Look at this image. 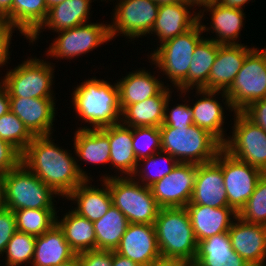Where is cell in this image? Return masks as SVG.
<instances>
[{"label": "cell", "mask_w": 266, "mask_h": 266, "mask_svg": "<svg viewBox=\"0 0 266 266\" xmlns=\"http://www.w3.org/2000/svg\"><path fill=\"white\" fill-rule=\"evenodd\" d=\"M51 139V135L34 136L22 153L21 163L59 196L66 198L90 177L77 163V158L58 147Z\"/></svg>", "instance_id": "6da1fadb"}, {"label": "cell", "mask_w": 266, "mask_h": 266, "mask_svg": "<svg viewBox=\"0 0 266 266\" xmlns=\"http://www.w3.org/2000/svg\"><path fill=\"white\" fill-rule=\"evenodd\" d=\"M154 227L162 260L192 266L198 254V242L186 208H160Z\"/></svg>", "instance_id": "7a4b0ae2"}, {"label": "cell", "mask_w": 266, "mask_h": 266, "mask_svg": "<svg viewBox=\"0 0 266 266\" xmlns=\"http://www.w3.org/2000/svg\"><path fill=\"white\" fill-rule=\"evenodd\" d=\"M74 88L72 104L75 112L78 118L91 124L90 129H102L121 123L122 110L117 83L111 85L93 77Z\"/></svg>", "instance_id": "3957f363"}, {"label": "cell", "mask_w": 266, "mask_h": 266, "mask_svg": "<svg viewBox=\"0 0 266 266\" xmlns=\"http://www.w3.org/2000/svg\"><path fill=\"white\" fill-rule=\"evenodd\" d=\"M161 150L172 155L179 163L203 164L215 160L223 144L207 130L197 125L172 128L159 127Z\"/></svg>", "instance_id": "277c9868"}, {"label": "cell", "mask_w": 266, "mask_h": 266, "mask_svg": "<svg viewBox=\"0 0 266 266\" xmlns=\"http://www.w3.org/2000/svg\"><path fill=\"white\" fill-rule=\"evenodd\" d=\"M200 22L170 40L157 46L149 56L152 64L157 66L163 75L178 91L188 90V70L197 44L204 38Z\"/></svg>", "instance_id": "5b68a950"}, {"label": "cell", "mask_w": 266, "mask_h": 266, "mask_svg": "<svg viewBox=\"0 0 266 266\" xmlns=\"http://www.w3.org/2000/svg\"><path fill=\"white\" fill-rule=\"evenodd\" d=\"M101 178L109 187L112 204L133 224H154L160 207L150 187L142 185L132 176H107Z\"/></svg>", "instance_id": "8992f818"}, {"label": "cell", "mask_w": 266, "mask_h": 266, "mask_svg": "<svg viewBox=\"0 0 266 266\" xmlns=\"http://www.w3.org/2000/svg\"><path fill=\"white\" fill-rule=\"evenodd\" d=\"M54 195L59 196L23 163L4 175V205L9 210L56 209Z\"/></svg>", "instance_id": "52a82bcc"}, {"label": "cell", "mask_w": 266, "mask_h": 266, "mask_svg": "<svg viewBox=\"0 0 266 266\" xmlns=\"http://www.w3.org/2000/svg\"><path fill=\"white\" fill-rule=\"evenodd\" d=\"M234 112L266 97V48H254L225 92Z\"/></svg>", "instance_id": "ba28073f"}, {"label": "cell", "mask_w": 266, "mask_h": 266, "mask_svg": "<svg viewBox=\"0 0 266 266\" xmlns=\"http://www.w3.org/2000/svg\"><path fill=\"white\" fill-rule=\"evenodd\" d=\"M46 60L29 58L7 71L1 82L8 90L9 97L55 98L52 90L54 69Z\"/></svg>", "instance_id": "9c48e42d"}, {"label": "cell", "mask_w": 266, "mask_h": 266, "mask_svg": "<svg viewBox=\"0 0 266 266\" xmlns=\"http://www.w3.org/2000/svg\"><path fill=\"white\" fill-rule=\"evenodd\" d=\"M232 136L223 149L231 156L266 173V132L242 112H234Z\"/></svg>", "instance_id": "30bf717a"}, {"label": "cell", "mask_w": 266, "mask_h": 266, "mask_svg": "<svg viewBox=\"0 0 266 266\" xmlns=\"http://www.w3.org/2000/svg\"><path fill=\"white\" fill-rule=\"evenodd\" d=\"M159 6L153 0H119L109 24L111 40L117 33L135 40L150 35L158 15Z\"/></svg>", "instance_id": "8fae6325"}, {"label": "cell", "mask_w": 266, "mask_h": 266, "mask_svg": "<svg viewBox=\"0 0 266 266\" xmlns=\"http://www.w3.org/2000/svg\"><path fill=\"white\" fill-rule=\"evenodd\" d=\"M57 33L56 40L54 39L46 52L47 57L72 60L111 40L109 24L104 23L90 22Z\"/></svg>", "instance_id": "7c38bea8"}, {"label": "cell", "mask_w": 266, "mask_h": 266, "mask_svg": "<svg viewBox=\"0 0 266 266\" xmlns=\"http://www.w3.org/2000/svg\"><path fill=\"white\" fill-rule=\"evenodd\" d=\"M221 169L228 207L238 214L253 194L264 172L236 159L224 149L221 150Z\"/></svg>", "instance_id": "4fadbf2b"}, {"label": "cell", "mask_w": 266, "mask_h": 266, "mask_svg": "<svg viewBox=\"0 0 266 266\" xmlns=\"http://www.w3.org/2000/svg\"><path fill=\"white\" fill-rule=\"evenodd\" d=\"M197 164L178 163L165 177L150 186L160 208L185 207L191 199Z\"/></svg>", "instance_id": "5bb4252c"}, {"label": "cell", "mask_w": 266, "mask_h": 266, "mask_svg": "<svg viewBox=\"0 0 266 266\" xmlns=\"http://www.w3.org/2000/svg\"><path fill=\"white\" fill-rule=\"evenodd\" d=\"M115 252L141 266L161 261L154 224L129 223Z\"/></svg>", "instance_id": "9a60e30c"}, {"label": "cell", "mask_w": 266, "mask_h": 266, "mask_svg": "<svg viewBox=\"0 0 266 266\" xmlns=\"http://www.w3.org/2000/svg\"><path fill=\"white\" fill-rule=\"evenodd\" d=\"M221 169V151L215 160L197 165L193 193L188 204H201L213 208L228 207Z\"/></svg>", "instance_id": "2e32d148"}, {"label": "cell", "mask_w": 266, "mask_h": 266, "mask_svg": "<svg viewBox=\"0 0 266 266\" xmlns=\"http://www.w3.org/2000/svg\"><path fill=\"white\" fill-rule=\"evenodd\" d=\"M231 247L250 266H266V226L235 218L228 231Z\"/></svg>", "instance_id": "e0dca14e"}, {"label": "cell", "mask_w": 266, "mask_h": 266, "mask_svg": "<svg viewBox=\"0 0 266 266\" xmlns=\"http://www.w3.org/2000/svg\"><path fill=\"white\" fill-rule=\"evenodd\" d=\"M55 105L53 98L10 97V111L33 136L52 135L57 109Z\"/></svg>", "instance_id": "ac0fdd59"}, {"label": "cell", "mask_w": 266, "mask_h": 266, "mask_svg": "<svg viewBox=\"0 0 266 266\" xmlns=\"http://www.w3.org/2000/svg\"><path fill=\"white\" fill-rule=\"evenodd\" d=\"M255 47L243 44H218V53L211 67L208 83L203 90L226 92L243 65L246 56Z\"/></svg>", "instance_id": "d6986e66"}, {"label": "cell", "mask_w": 266, "mask_h": 266, "mask_svg": "<svg viewBox=\"0 0 266 266\" xmlns=\"http://www.w3.org/2000/svg\"><path fill=\"white\" fill-rule=\"evenodd\" d=\"M198 244L214 235L228 233L238 214L230 207L213 208L201 204L185 206ZM233 219H232V218Z\"/></svg>", "instance_id": "ffe728a7"}, {"label": "cell", "mask_w": 266, "mask_h": 266, "mask_svg": "<svg viewBox=\"0 0 266 266\" xmlns=\"http://www.w3.org/2000/svg\"><path fill=\"white\" fill-rule=\"evenodd\" d=\"M196 91L197 96L202 95V98L196 100L195 103H193L194 106H191L194 125L207 130L222 144H224L227 141V138H225V131L223 129V124L225 123L224 107L220 101L218 102V100L215 99V97L220 93L223 100H225L223 103L226 104L225 107L234 111L230 105L227 95L222 91H210L203 89H196Z\"/></svg>", "instance_id": "44dd1931"}, {"label": "cell", "mask_w": 266, "mask_h": 266, "mask_svg": "<svg viewBox=\"0 0 266 266\" xmlns=\"http://www.w3.org/2000/svg\"><path fill=\"white\" fill-rule=\"evenodd\" d=\"M205 11L207 13L208 11L211 12L210 14L212 15L210 28L201 23ZM243 12V9L226 7L216 2L204 8L203 12L202 9H200L198 12L199 22L204 32L212 29V33H216V38H209L216 43L224 45L239 44L237 39L239 35L241 36L240 31L243 28V21L245 20V13Z\"/></svg>", "instance_id": "7402d4cb"}, {"label": "cell", "mask_w": 266, "mask_h": 266, "mask_svg": "<svg viewBox=\"0 0 266 266\" xmlns=\"http://www.w3.org/2000/svg\"><path fill=\"white\" fill-rule=\"evenodd\" d=\"M190 8L186 3L160 5L151 34H156L162 44L185 33L199 22V14L194 9L192 13Z\"/></svg>", "instance_id": "603a6c76"}, {"label": "cell", "mask_w": 266, "mask_h": 266, "mask_svg": "<svg viewBox=\"0 0 266 266\" xmlns=\"http://www.w3.org/2000/svg\"><path fill=\"white\" fill-rule=\"evenodd\" d=\"M92 0H66L56 4L48 9L46 20L41 26L28 38L33 43L39 37L42 29L59 32L62 30L77 27L86 23L90 19V6Z\"/></svg>", "instance_id": "cb8c5ba5"}, {"label": "cell", "mask_w": 266, "mask_h": 266, "mask_svg": "<svg viewBox=\"0 0 266 266\" xmlns=\"http://www.w3.org/2000/svg\"><path fill=\"white\" fill-rule=\"evenodd\" d=\"M100 181H102V188L99 189V187L92 186L89 180H85L66 197L76 203L77 207L73 210L91 222L102 218L112 205L108 184L104 180Z\"/></svg>", "instance_id": "d4e9b609"}, {"label": "cell", "mask_w": 266, "mask_h": 266, "mask_svg": "<svg viewBox=\"0 0 266 266\" xmlns=\"http://www.w3.org/2000/svg\"><path fill=\"white\" fill-rule=\"evenodd\" d=\"M165 86L156 96L128 105L121 114V123L127 127H160L163 124L165 104L173 91Z\"/></svg>", "instance_id": "484cf974"}, {"label": "cell", "mask_w": 266, "mask_h": 266, "mask_svg": "<svg viewBox=\"0 0 266 266\" xmlns=\"http://www.w3.org/2000/svg\"><path fill=\"white\" fill-rule=\"evenodd\" d=\"M75 255L63 231L55 224L50 230L36 237L31 266H58Z\"/></svg>", "instance_id": "4316f807"}, {"label": "cell", "mask_w": 266, "mask_h": 266, "mask_svg": "<svg viewBox=\"0 0 266 266\" xmlns=\"http://www.w3.org/2000/svg\"><path fill=\"white\" fill-rule=\"evenodd\" d=\"M157 78L142 69L129 72L125 77L119 79L117 85L121 110L123 111L128 105L156 96L165 87L164 82Z\"/></svg>", "instance_id": "83f0119b"}, {"label": "cell", "mask_w": 266, "mask_h": 266, "mask_svg": "<svg viewBox=\"0 0 266 266\" xmlns=\"http://www.w3.org/2000/svg\"><path fill=\"white\" fill-rule=\"evenodd\" d=\"M88 126L79 127L74 133V153L80 161L91 164L110 163V143L108 127L90 129Z\"/></svg>", "instance_id": "f1b7e54d"}, {"label": "cell", "mask_w": 266, "mask_h": 266, "mask_svg": "<svg viewBox=\"0 0 266 266\" xmlns=\"http://www.w3.org/2000/svg\"><path fill=\"white\" fill-rule=\"evenodd\" d=\"M110 143V164L122 175L132 176L137 168L138 161L132 148V127L122 123L108 127Z\"/></svg>", "instance_id": "f546056e"}, {"label": "cell", "mask_w": 266, "mask_h": 266, "mask_svg": "<svg viewBox=\"0 0 266 266\" xmlns=\"http://www.w3.org/2000/svg\"><path fill=\"white\" fill-rule=\"evenodd\" d=\"M46 0H13L11 10L0 20L19 29L28 39L46 20Z\"/></svg>", "instance_id": "4dcf8cb0"}, {"label": "cell", "mask_w": 266, "mask_h": 266, "mask_svg": "<svg viewBox=\"0 0 266 266\" xmlns=\"http://www.w3.org/2000/svg\"><path fill=\"white\" fill-rule=\"evenodd\" d=\"M56 224L63 231L70 248L76 253L96 250V234L93 222L70 209Z\"/></svg>", "instance_id": "1f68e13d"}, {"label": "cell", "mask_w": 266, "mask_h": 266, "mask_svg": "<svg viewBox=\"0 0 266 266\" xmlns=\"http://www.w3.org/2000/svg\"><path fill=\"white\" fill-rule=\"evenodd\" d=\"M218 53V43L203 38L195 47L188 70V90L180 91L184 97L186 92L193 88L203 89L209 78V73Z\"/></svg>", "instance_id": "d6a6232c"}, {"label": "cell", "mask_w": 266, "mask_h": 266, "mask_svg": "<svg viewBox=\"0 0 266 266\" xmlns=\"http://www.w3.org/2000/svg\"><path fill=\"white\" fill-rule=\"evenodd\" d=\"M129 222L113 204L108 212L93 222L96 234V250H113L119 246Z\"/></svg>", "instance_id": "836d02e7"}, {"label": "cell", "mask_w": 266, "mask_h": 266, "mask_svg": "<svg viewBox=\"0 0 266 266\" xmlns=\"http://www.w3.org/2000/svg\"><path fill=\"white\" fill-rule=\"evenodd\" d=\"M233 252L228 233L214 235L198 244V254L192 266H228L226 260Z\"/></svg>", "instance_id": "e575fe53"}, {"label": "cell", "mask_w": 266, "mask_h": 266, "mask_svg": "<svg viewBox=\"0 0 266 266\" xmlns=\"http://www.w3.org/2000/svg\"><path fill=\"white\" fill-rule=\"evenodd\" d=\"M159 161L160 162L162 161L164 165L162 166L163 163L159 164L160 163ZM140 163H142L143 165ZM178 163L179 162L172 155L161 150V151H158L152 154L149 157L139 160L137 164V168L134 174L132 175V177L136 180L139 179L138 182H140V179H141L142 185L144 184V186L150 187L155 182L159 181L160 179L165 177L167 174L172 172V170L178 165ZM139 166L140 167L144 166V168L140 169Z\"/></svg>", "instance_id": "d590c367"}, {"label": "cell", "mask_w": 266, "mask_h": 266, "mask_svg": "<svg viewBox=\"0 0 266 266\" xmlns=\"http://www.w3.org/2000/svg\"><path fill=\"white\" fill-rule=\"evenodd\" d=\"M18 231L38 237L56 224V209H19L13 211Z\"/></svg>", "instance_id": "8d00e7d4"}, {"label": "cell", "mask_w": 266, "mask_h": 266, "mask_svg": "<svg viewBox=\"0 0 266 266\" xmlns=\"http://www.w3.org/2000/svg\"><path fill=\"white\" fill-rule=\"evenodd\" d=\"M0 138L10 143L22 154L34 136L24 123L13 112L9 111L0 117Z\"/></svg>", "instance_id": "74e56055"}, {"label": "cell", "mask_w": 266, "mask_h": 266, "mask_svg": "<svg viewBox=\"0 0 266 266\" xmlns=\"http://www.w3.org/2000/svg\"><path fill=\"white\" fill-rule=\"evenodd\" d=\"M36 237L27 233L16 231L6 245V266H20L25 263L32 264Z\"/></svg>", "instance_id": "f35d334b"}, {"label": "cell", "mask_w": 266, "mask_h": 266, "mask_svg": "<svg viewBox=\"0 0 266 266\" xmlns=\"http://www.w3.org/2000/svg\"><path fill=\"white\" fill-rule=\"evenodd\" d=\"M238 217L244 222L266 226V173L259 179L256 188Z\"/></svg>", "instance_id": "ab89813d"}, {"label": "cell", "mask_w": 266, "mask_h": 266, "mask_svg": "<svg viewBox=\"0 0 266 266\" xmlns=\"http://www.w3.org/2000/svg\"><path fill=\"white\" fill-rule=\"evenodd\" d=\"M132 148L137 161L161 151V131L159 127L132 128Z\"/></svg>", "instance_id": "60d3db41"}, {"label": "cell", "mask_w": 266, "mask_h": 266, "mask_svg": "<svg viewBox=\"0 0 266 266\" xmlns=\"http://www.w3.org/2000/svg\"><path fill=\"white\" fill-rule=\"evenodd\" d=\"M170 99L171 95L168 97L165 104L164 120L162 125H167L172 128L189 127L193 125V111L191 106L182 103L175 105V107L170 110L168 108Z\"/></svg>", "instance_id": "b9f144b4"}, {"label": "cell", "mask_w": 266, "mask_h": 266, "mask_svg": "<svg viewBox=\"0 0 266 266\" xmlns=\"http://www.w3.org/2000/svg\"><path fill=\"white\" fill-rule=\"evenodd\" d=\"M16 231L14 212L7 208L0 210V256L4 255L6 245Z\"/></svg>", "instance_id": "7bdbcfd3"}, {"label": "cell", "mask_w": 266, "mask_h": 266, "mask_svg": "<svg viewBox=\"0 0 266 266\" xmlns=\"http://www.w3.org/2000/svg\"><path fill=\"white\" fill-rule=\"evenodd\" d=\"M22 154L0 138V172L6 174L21 163Z\"/></svg>", "instance_id": "ee69618b"}, {"label": "cell", "mask_w": 266, "mask_h": 266, "mask_svg": "<svg viewBox=\"0 0 266 266\" xmlns=\"http://www.w3.org/2000/svg\"><path fill=\"white\" fill-rule=\"evenodd\" d=\"M80 266H112V250H90L78 253Z\"/></svg>", "instance_id": "f6af8a7d"}, {"label": "cell", "mask_w": 266, "mask_h": 266, "mask_svg": "<svg viewBox=\"0 0 266 266\" xmlns=\"http://www.w3.org/2000/svg\"><path fill=\"white\" fill-rule=\"evenodd\" d=\"M241 112L266 132V97L250 103Z\"/></svg>", "instance_id": "bcb514c9"}, {"label": "cell", "mask_w": 266, "mask_h": 266, "mask_svg": "<svg viewBox=\"0 0 266 266\" xmlns=\"http://www.w3.org/2000/svg\"><path fill=\"white\" fill-rule=\"evenodd\" d=\"M15 28L19 30L8 23L0 22V67L5 66L10 58L9 46L11 44L12 33L16 30Z\"/></svg>", "instance_id": "7dc6e473"}, {"label": "cell", "mask_w": 266, "mask_h": 266, "mask_svg": "<svg viewBox=\"0 0 266 266\" xmlns=\"http://www.w3.org/2000/svg\"><path fill=\"white\" fill-rule=\"evenodd\" d=\"M10 111V97L5 85L0 82V117Z\"/></svg>", "instance_id": "c3c4849f"}, {"label": "cell", "mask_w": 266, "mask_h": 266, "mask_svg": "<svg viewBox=\"0 0 266 266\" xmlns=\"http://www.w3.org/2000/svg\"><path fill=\"white\" fill-rule=\"evenodd\" d=\"M112 266H141L112 250Z\"/></svg>", "instance_id": "681fc988"}, {"label": "cell", "mask_w": 266, "mask_h": 266, "mask_svg": "<svg viewBox=\"0 0 266 266\" xmlns=\"http://www.w3.org/2000/svg\"><path fill=\"white\" fill-rule=\"evenodd\" d=\"M249 1L250 0H218L217 2L226 7L243 9L242 7Z\"/></svg>", "instance_id": "f907efd6"}, {"label": "cell", "mask_w": 266, "mask_h": 266, "mask_svg": "<svg viewBox=\"0 0 266 266\" xmlns=\"http://www.w3.org/2000/svg\"><path fill=\"white\" fill-rule=\"evenodd\" d=\"M228 266H250L238 253L233 252L230 257L226 260Z\"/></svg>", "instance_id": "816d5d0a"}, {"label": "cell", "mask_w": 266, "mask_h": 266, "mask_svg": "<svg viewBox=\"0 0 266 266\" xmlns=\"http://www.w3.org/2000/svg\"><path fill=\"white\" fill-rule=\"evenodd\" d=\"M218 0H183V3H186L188 5H190L191 7L195 6V7H202L206 8L214 3H216Z\"/></svg>", "instance_id": "f5cc1de1"}, {"label": "cell", "mask_w": 266, "mask_h": 266, "mask_svg": "<svg viewBox=\"0 0 266 266\" xmlns=\"http://www.w3.org/2000/svg\"><path fill=\"white\" fill-rule=\"evenodd\" d=\"M13 0H0V20L11 10Z\"/></svg>", "instance_id": "db71d44e"}, {"label": "cell", "mask_w": 266, "mask_h": 266, "mask_svg": "<svg viewBox=\"0 0 266 266\" xmlns=\"http://www.w3.org/2000/svg\"><path fill=\"white\" fill-rule=\"evenodd\" d=\"M150 266H188V265L178 261L161 260L157 263L151 264Z\"/></svg>", "instance_id": "11a10c76"}, {"label": "cell", "mask_w": 266, "mask_h": 266, "mask_svg": "<svg viewBox=\"0 0 266 266\" xmlns=\"http://www.w3.org/2000/svg\"><path fill=\"white\" fill-rule=\"evenodd\" d=\"M4 173L0 172V210L5 208L4 205Z\"/></svg>", "instance_id": "9f6ffc18"}, {"label": "cell", "mask_w": 266, "mask_h": 266, "mask_svg": "<svg viewBox=\"0 0 266 266\" xmlns=\"http://www.w3.org/2000/svg\"><path fill=\"white\" fill-rule=\"evenodd\" d=\"M58 266H80V260H79L78 254H76L73 258H71L70 260Z\"/></svg>", "instance_id": "6f0895ef"}, {"label": "cell", "mask_w": 266, "mask_h": 266, "mask_svg": "<svg viewBox=\"0 0 266 266\" xmlns=\"http://www.w3.org/2000/svg\"><path fill=\"white\" fill-rule=\"evenodd\" d=\"M153 1H155L158 5L183 3V0H153Z\"/></svg>", "instance_id": "680465c9"}, {"label": "cell", "mask_w": 266, "mask_h": 266, "mask_svg": "<svg viewBox=\"0 0 266 266\" xmlns=\"http://www.w3.org/2000/svg\"><path fill=\"white\" fill-rule=\"evenodd\" d=\"M66 0H46V4L48 6V9L56 4H59L61 2H64Z\"/></svg>", "instance_id": "91938a15"}]
</instances>
